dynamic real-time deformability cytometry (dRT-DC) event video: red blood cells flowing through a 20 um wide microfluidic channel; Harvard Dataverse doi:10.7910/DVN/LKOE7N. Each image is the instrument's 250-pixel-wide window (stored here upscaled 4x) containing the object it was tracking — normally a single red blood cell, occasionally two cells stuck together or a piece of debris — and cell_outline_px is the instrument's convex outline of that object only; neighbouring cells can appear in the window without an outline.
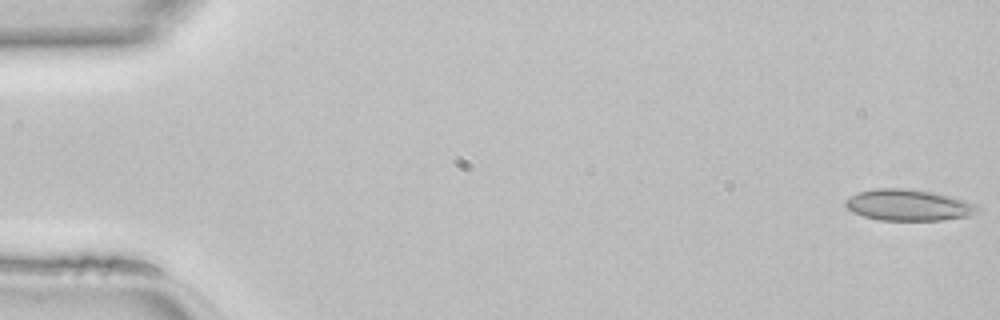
{"species": "common noctule bat (a hibernating species)", "species_latin": "Nyctalus noctula", "temperature_condition": "room temperature", "stored_images_in_passage": 47, "camera_frame_rate_fps": 3000, "um_per_image_px": 0.085, "animal": {"sex": "female", "body_mass_g": 22.7, "forearm_length_mm": 54.2}, "frame": {"image": 1, "passage_image": 1, "time_ms": 0.0, "image_size_px": [1000, 320], "cell_outline_px": [[980, 208], [968, 216], [940, 220], [880, 220], [864, 216], [852, 212], [844, 204], [844, 200], [860, 192], [876, 188], [904, 188], [932, 192], [964, 200], [976, 204]], "centroid_in_image_um": [77.19, 17.43], "position_along_channel_um": 7.8, "area_um2": 23.76}}
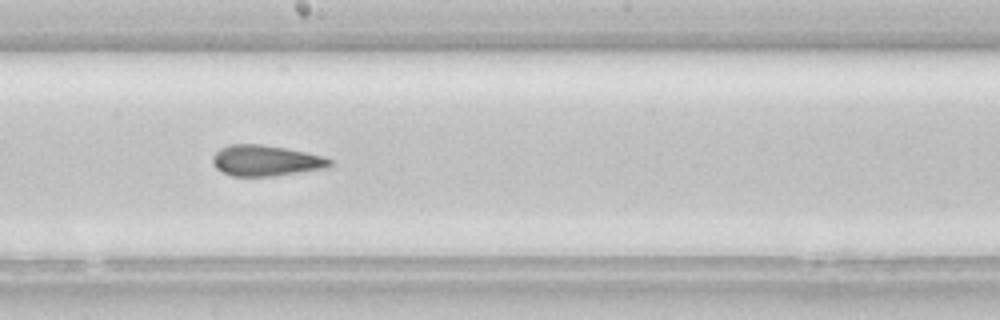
{"frame": {"image": 2, "passage_image": 26, "time_ms": 8.333, "image_size_px": [1000, 320], "cell_outline_px": [[332, 164], [328, 168], [276, 176], [232, 176], [216, 168], [212, 160], [212, 156], [220, 148], [232, 144], [260, 144], [284, 148], [304, 152], [320, 156], [332, 160]], "centroid_in_image_um": [22.59, 13.66], "position_along_channel_um": 225.6, "area_um2": 20.92}}
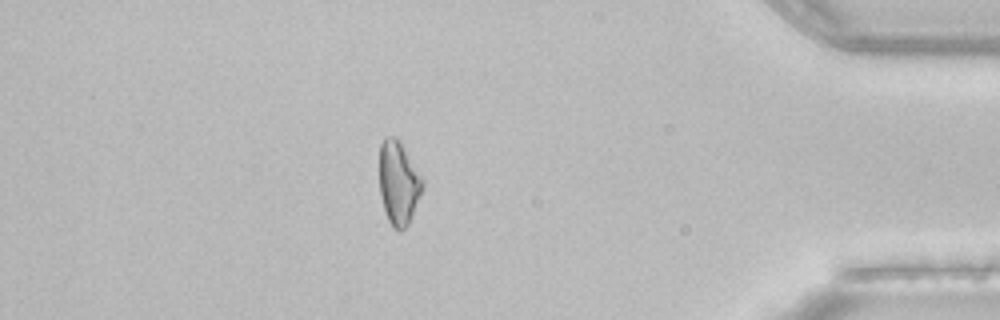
{"frame": {"image": 3, "passage_image": 41, "time_ms": 13.333, "image_size_px": [1000, 320], "cell_outline_px": [[424, 188], [408, 224], [400, 232], [392, 228], [388, 220], [380, 196], [380, 144], [384, 136], [396, 136], [424, 180]], "centroid_in_image_um": [33.88, 15.56], "position_along_channel_um": 401.3, "area_um2": 20.98}}